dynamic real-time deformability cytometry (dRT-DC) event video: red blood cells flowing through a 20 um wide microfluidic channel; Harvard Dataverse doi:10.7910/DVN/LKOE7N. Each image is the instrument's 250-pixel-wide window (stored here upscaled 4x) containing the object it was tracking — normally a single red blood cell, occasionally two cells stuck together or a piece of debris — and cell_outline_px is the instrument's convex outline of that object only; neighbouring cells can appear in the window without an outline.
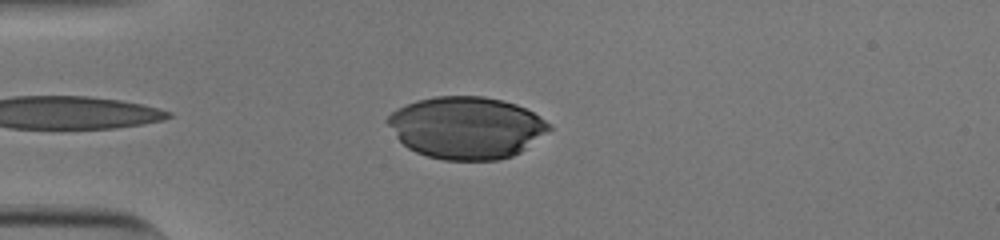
{"species": "human", "species_latin": "Homo sapiens", "temperature_condition": "cold", "stored_images_in_passage": 36, "camera_frame_rate_fps": 3000, "um_per_image_px": 0.085, "donor": {"sex": "male"}, "frame": {"image": 1, "passage_image": 2, "time_ms": 0.333, "image_size_px": [1000, 240], "cell_outline_px": [[552, 128], [520, 152], [512, 156], [500, 160], [444, 160], [428, 156], [416, 152], [408, 148], [396, 136], [388, 124], [388, 116], [396, 108], [416, 100], [436, 96], [484, 96], [516, 104], [532, 112], [552, 124]], "centroid_in_image_um": [39.64, 10.85], "position_along_channel_um": 45.4, "area_um2": 58.2}}